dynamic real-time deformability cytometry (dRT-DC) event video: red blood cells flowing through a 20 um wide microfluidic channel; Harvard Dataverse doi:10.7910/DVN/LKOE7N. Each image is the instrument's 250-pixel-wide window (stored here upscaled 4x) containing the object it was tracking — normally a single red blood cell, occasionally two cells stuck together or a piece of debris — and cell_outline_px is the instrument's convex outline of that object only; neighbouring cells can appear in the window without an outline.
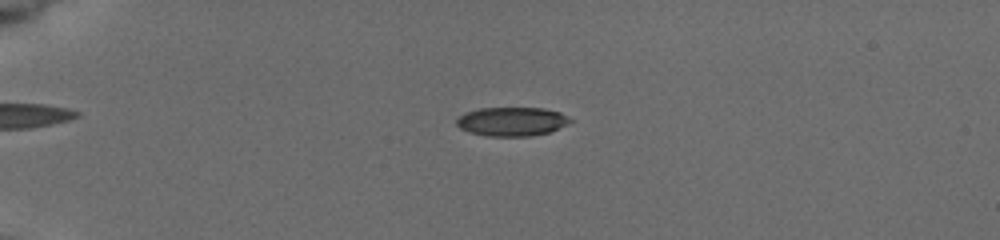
{"species": "common noctule bat (a hibernating species)", "species_latin": "Nyctalus noctula", "temperature_condition": "cold", "stored_images_in_passage": 31, "camera_frame_rate_fps": 3000, "um_per_image_px": 0.085, "animal": {"sex": "female", "body_mass_g": 19.5, "forearm_length_mm": 54.1}, "frame": {"image": 1, "passage_image": 19, "time_ms": 5.0, "image_size_px": [1000, 240], "cell_outline_px": [[572, 120], [548, 132], [532, 136], [488, 136], [468, 132], [460, 128], [456, 124], [456, 120], [464, 112], [480, 108], [544, 108], [560, 112], [568, 116]], "centroid_in_image_um": [43.45, 10.32], "position_along_channel_um": 41.5, "area_um2": 19.02}}
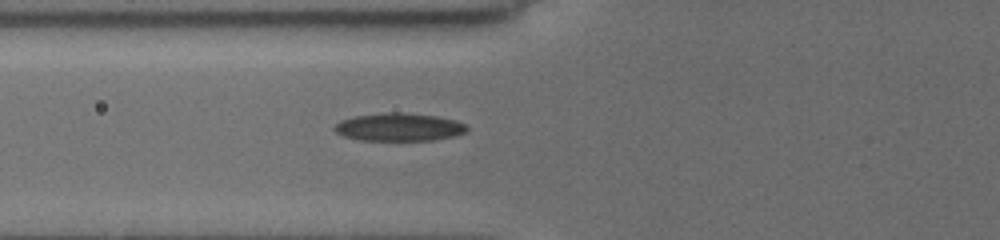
{"frame": {"image": 2, "passage_image": 29, "time_ms": 7.667, "image_size_px": [1000, 240], "cell_outline_px": [[468, 128], [464, 132], [452, 136], [432, 140], [360, 140], [344, 136], [336, 132], [332, 128], [340, 120], [352, 116], [384, 112], [404, 112], [436, 116], [456, 120], [464, 124]], "centroid_in_image_um": [33.86, 10.78], "position_along_channel_um": 91.9, "area_um2": 21.56}}